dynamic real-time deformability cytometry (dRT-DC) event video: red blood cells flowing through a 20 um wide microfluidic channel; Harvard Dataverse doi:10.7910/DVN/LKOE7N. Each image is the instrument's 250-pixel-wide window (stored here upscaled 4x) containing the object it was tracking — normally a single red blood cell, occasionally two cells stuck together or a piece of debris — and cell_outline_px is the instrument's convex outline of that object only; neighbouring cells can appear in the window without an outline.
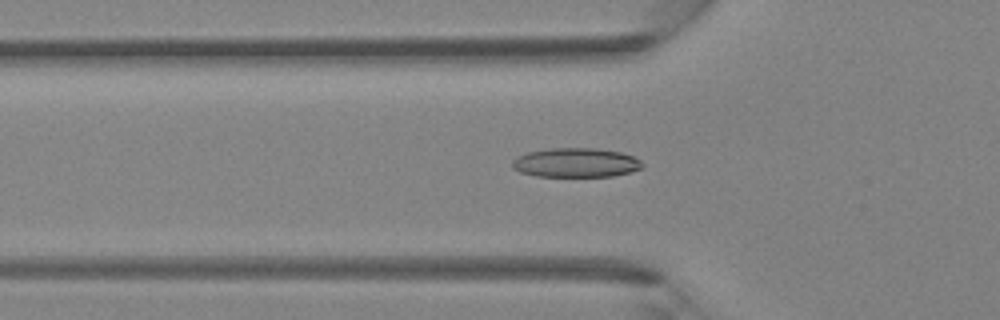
{"species": "Egyptian fruit bat (a non-hibernating species)", "species_latin": "Rousettus aegyptiacus", "temperature_condition": "room temperature", "stored_images_in_passage": 44, "segment_of_instrument_passage": [1, 2], "camera_frame_rate_fps": 3000, "um_per_image_px": 0.085, "animal": {"sex": "female"}, "frame": {"image": 1, "passage_image": 14, "time_ms": 4.333, "image_size_px": [1000, 320], "cell_outline_px": [[644, 168], [612, 176], [536, 176], [520, 172], [512, 168], [512, 160], [516, 156], [528, 152], [548, 148], [596, 148], [620, 152], [632, 156], [640, 160], [644, 164]], "centroid_in_image_um": [48.93, 13.82], "position_along_channel_um": 76.9, "area_um2": 22.25}}
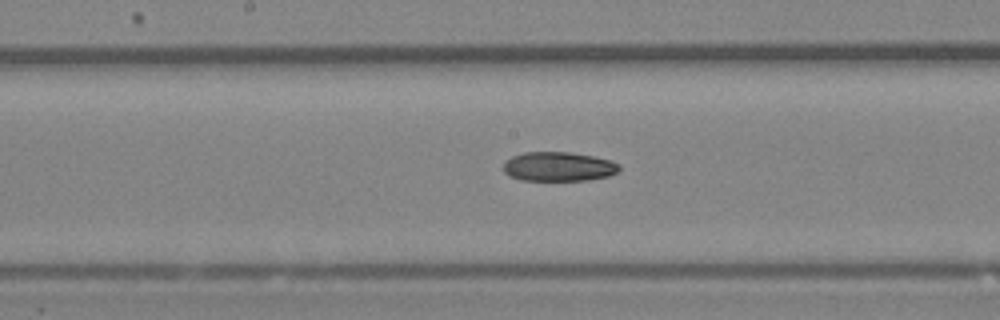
{"frame": {"image": 2, "passage_image": 22, "time_ms": 7.0, "image_size_px": [1000, 320], "cell_outline_px": [[620, 168], [616, 172], [608, 176], [588, 180], [520, 180], [508, 176], [504, 172], [504, 160], [512, 156], [524, 152], [568, 152], [592, 156], [608, 160], [620, 164]], "centroid_in_image_um": [47.43, 14.16], "position_along_channel_um": 200.8, "area_um2": 19.77}}
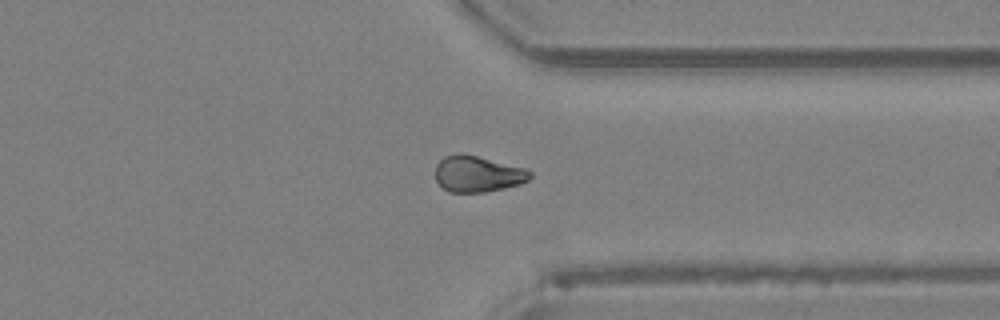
{"frame": {"image": 3, "passage_image": 33, "time_ms": 10.667, "image_size_px": [1000, 320], "cell_outline_px": [[532, 176], [528, 180], [520, 184], [504, 188], [484, 192], [448, 192], [436, 180], [436, 164], [444, 156], [476, 156], [524, 168], [532, 172]], "centroid_in_image_um": [40.62, 14.82], "position_along_channel_um": 370.8, "area_um2": 19.36}}